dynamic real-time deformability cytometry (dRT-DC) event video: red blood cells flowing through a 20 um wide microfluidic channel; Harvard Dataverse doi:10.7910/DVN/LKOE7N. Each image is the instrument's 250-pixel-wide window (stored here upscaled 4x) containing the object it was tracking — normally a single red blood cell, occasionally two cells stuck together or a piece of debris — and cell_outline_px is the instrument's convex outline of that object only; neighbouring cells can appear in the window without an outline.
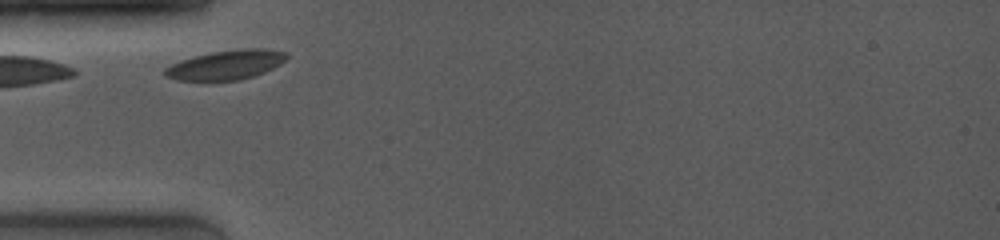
{"species": "common noctule bat (a hibernating species)", "species_latin": "Nyctalus noctula", "temperature_condition": "room temperature", "stored_images_in_passage": 23, "camera_frame_rate_fps": 4000, "um_per_image_px": 0.085, "animal": {"sex": "female", "body_mass_g": 19.0, "forearm_length_mm": 53.3}, "frame": {"image": 1, "passage_image": 1, "time_ms": 0.0, "image_size_px": [1000, 240], "cell_outline_px": [[288, 56], [280, 64], [264, 72], [252, 76], [236, 80], [176, 80], [168, 76], [164, 72], [164, 68], [172, 64], [192, 56], [212, 52], [240, 48], [264, 48], [284, 52]], "centroid_in_image_um": [19.21, 5.5], "position_along_channel_um": 65.8, "area_um2": 20.58}}
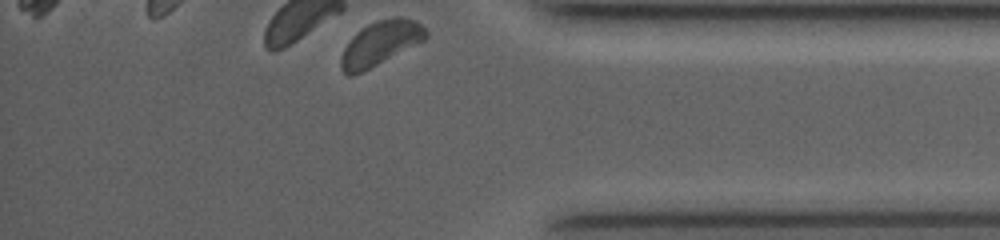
{"frame": {"image": 2, "passage_image": 23, "time_ms": 9.25, "image_size_px": [1000, 240], "cell_outline_px": [[428, 36], [424, 40], [352, 76], [348, 76], [340, 68], [340, 60], [344, 48], [352, 36], [360, 28], [376, 20], [396, 16], [400, 16], [416, 20], [428, 32]], "centroid_in_image_um": [32.31, 3.64], "position_along_channel_um": 402.9, "area_um2": 21.62}, "authors_computed_cell_mechanics": {"area_um2": 21.1548, "velocity_mm_per_s": 3.7184, "shape_relaxation_time_tau1_ms": 1.0297, "shape_relaxation_time_tau2_ms": null, "deformation_change_tau1": 0.0349, "deformation_change_tau2": null}}